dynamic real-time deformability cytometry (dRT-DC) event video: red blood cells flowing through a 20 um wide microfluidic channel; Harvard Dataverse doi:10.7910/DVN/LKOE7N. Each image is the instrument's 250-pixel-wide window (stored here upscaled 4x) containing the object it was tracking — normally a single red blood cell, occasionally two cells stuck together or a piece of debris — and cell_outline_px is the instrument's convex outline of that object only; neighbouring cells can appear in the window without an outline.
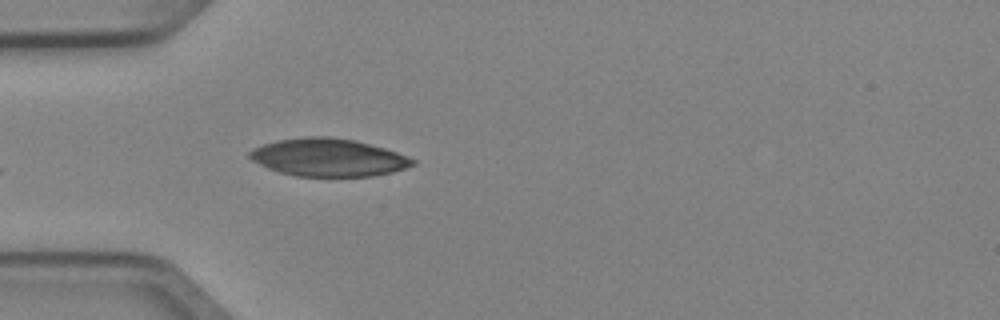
{"species": "Egyptian fruit bat (a non-hibernating species)", "species_latin": "Rousettus aegyptiacus", "temperature_condition": "cold", "stored_images_in_passage": 4, "camera_frame_rate_fps": 3000, "um_per_image_px": 0.085, "animal": {"sex": "female"}, "frame": {"image": 1, "passage_image": 4, "time_ms": 1.0, "image_size_px": [1000, 320], "cell_outline_px": [[416, 164], [392, 172], [372, 176], [296, 176], [280, 172], [268, 168], [252, 160], [248, 156], [248, 152], [264, 144], [276, 140], [304, 136], [328, 136], [356, 140], [384, 148], [396, 152], [416, 160]], "centroid_in_image_um": [27.91, 13.37], "position_along_channel_um": 57.1, "area_um2": 35.78}}